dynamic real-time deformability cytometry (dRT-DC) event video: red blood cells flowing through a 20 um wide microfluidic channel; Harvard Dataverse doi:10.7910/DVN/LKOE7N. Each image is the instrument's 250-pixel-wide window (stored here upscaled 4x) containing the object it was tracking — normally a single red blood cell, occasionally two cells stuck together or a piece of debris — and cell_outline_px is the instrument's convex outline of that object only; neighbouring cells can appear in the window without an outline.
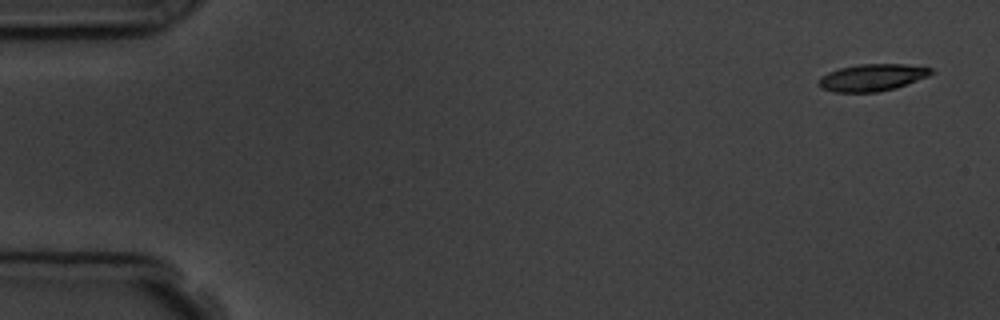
{"species": "common noctule bat (a hibernating species)", "species_latin": "Nyctalus noctula", "temperature_condition": "room temperature", "stored_images_in_passage": 5, "camera_frame_rate_fps": 3000, "um_per_image_px": 0.085, "animal": {"sex": "male", "body_mass_g": 19.5, "forearm_length_mm": 54.6}, "frame": {"image": 1, "passage_image": 1, "time_ms": 0.0, "image_size_px": [1000, 320], "cell_outline_px": [[936, 72], [928, 76], [896, 88], [876, 92], [832, 92], [820, 88], [816, 84], [816, 80], [820, 76], [828, 72], [840, 68], [860, 64], [904, 64], [932, 68]], "centroid_in_image_um": [74.09, 6.59], "position_along_channel_um": 10.9, "area_um2": 17.92}}
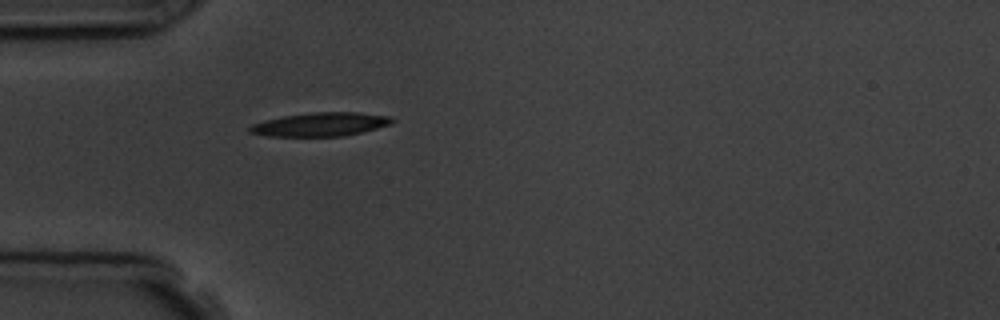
{"frame": {"image": 2, "passage_image": 5, "time_ms": 4.667, "image_size_px": [1000, 320], "cell_outline_px": [[396, 120], [388, 124], [376, 128], [344, 136], [268, 136], [248, 132], [248, 128], [252, 124], [264, 120], [284, 116], [312, 112], [360, 112], [388, 116]], "centroid_in_image_um": [27.2, 10.56], "position_along_channel_um": 57.8, "area_um2": 19.48}}